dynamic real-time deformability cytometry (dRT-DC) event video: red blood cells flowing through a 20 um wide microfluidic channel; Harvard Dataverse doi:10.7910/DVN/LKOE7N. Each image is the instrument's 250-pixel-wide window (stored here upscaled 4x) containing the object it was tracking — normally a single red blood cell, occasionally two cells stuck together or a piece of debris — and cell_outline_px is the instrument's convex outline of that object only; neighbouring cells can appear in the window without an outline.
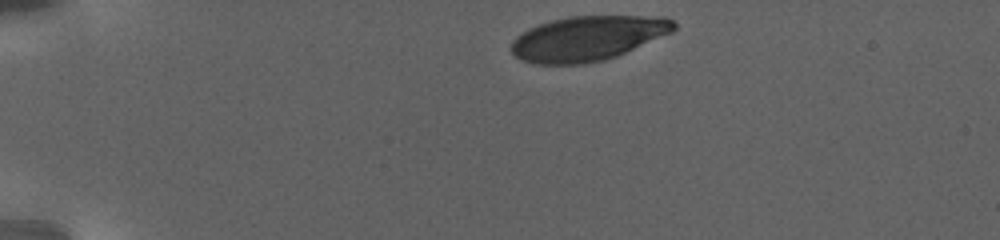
{"species": "human", "species_latin": "Homo sapiens", "temperature_condition": "warm", "stored_images_in_passage": 35, "camera_frame_rate_fps": 3000, "um_per_image_px": 0.085, "donor": {"sex": "female"}, "frame": {"image": 1, "passage_image": 1, "time_ms": 0.0, "image_size_px": [1000, 240], "cell_outline_px": [[676, 28], [672, 32], [616, 56], [604, 60], [584, 64], [540, 64], [524, 60], [516, 56], [512, 52], [512, 40], [516, 36], [528, 28], [552, 20], [568, 16], [664, 16], [672, 20], [676, 24]], "centroid_in_image_um": [49.97, 3.25], "position_along_channel_um": 35.0, "area_um2": 42.19}}
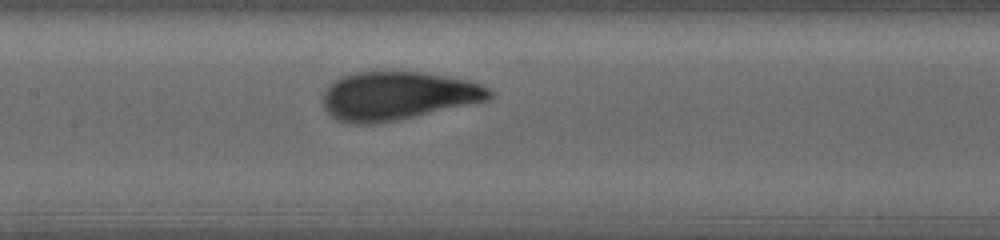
{"frame": {"image": 2, "passage_image": 18, "time_ms": 7.667, "image_size_px": [1000, 240], "cell_outline_px": [[496, 92], [488, 100], [416, 116], [396, 120], [364, 124], [352, 124], [336, 120], [324, 108], [324, 92], [332, 80], [340, 76], [356, 72], [420, 72], [468, 80], [492, 88]], "centroid_in_image_um": [33.81, 8.14], "position_along_channel_um": 173.6, "area_um2": 46.88}}
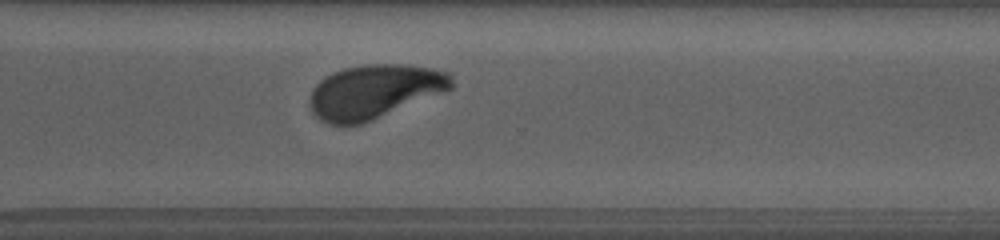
{"frame": {"image": 3, "passage_image": 30, "time_ms": 13.667, "image_size_px": [1000, 240], "cell_outline_px": [[452, 88], [444, 92], [372, 120], [360, 124], [328, 124], [320, 120], [312, 112], [308, 104], [308, 100], [312, 88], [320, 80], [332, 72], [344, 68], [368, 64], [404, 64], [452, 72]], "centroid_in_image_um": [31.79, 7.77], "position_along_channel_um": 338.8, "area_um2": 44.56}, "authors_computed_cell_mechanics": {"area_um2": 45.7776, "velocity_mm_per_s": 2.7537, "shape_relaxation_time_tau1_ms": 3.8216, "shape_relaxation_time_tau2_ms": null, "deformation_change_tau1": 0.1741, "deformation_change_tau2": null}}